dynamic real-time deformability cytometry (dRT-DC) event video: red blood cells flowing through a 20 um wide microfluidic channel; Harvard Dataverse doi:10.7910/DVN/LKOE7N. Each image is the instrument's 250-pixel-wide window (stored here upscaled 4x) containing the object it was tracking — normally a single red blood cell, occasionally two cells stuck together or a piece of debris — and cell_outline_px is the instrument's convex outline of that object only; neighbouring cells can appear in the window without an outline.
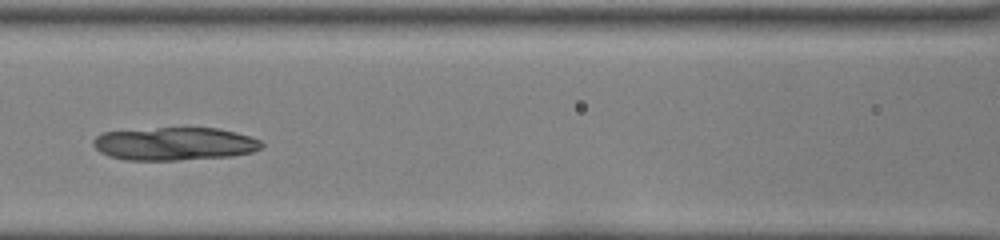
{"species": "common noctule bat (a hibernating species)", "species_latin": "Nyctalus noctula", "temperature_condition": "room temperature", "stored_images_in_passage": 24, "camera_frame_rate_fps": 3000, "um_per_image_px": 0.085, "animal": {"sex": "female", "body_mass_g": 22.0, "forearm_length_mm": 56.7}, "frame": {"image": 1, "passage_image": 16, "time_ms": 5.0, "image_size_px": [1000, 240], "cell_outline_px": [[264, 144], [260, 148], [252, 152], [232, 156], [180, 160], [128, 160], [108, 156], [100, 152], [92, 144], [92, 140], [96, 136], [104, 132], [160, 128], [216, 128], [236, 132], [260, 140]], "centroid_in_image_um": [14.83, 12.23], "position_along_channel_um": 151.8, "area_um2": 32.31}}
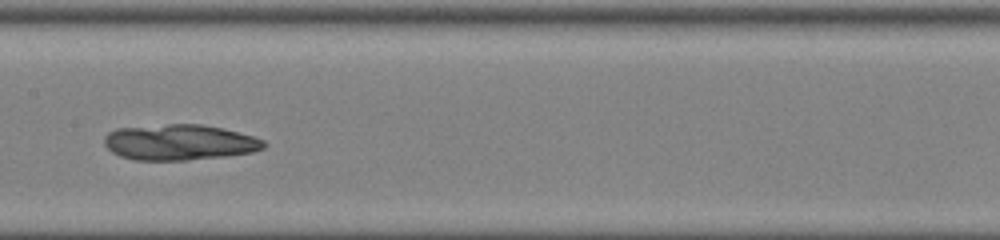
{"frame": {"image": 2, "passage_image": 19, "time_ms": 6.0, "image_size_px": [1000, 240], "cell_outline_px": [[268, 144], [264, 148], [252, 152], [224, 156], [188, 160], [132, 160], [120, 156], [112, 152], [104, 144], [104, 136], [108, 132], [116, 128], [168, 124], [200, 124], [220, 128], [252, 136], [264, 140]], "centroid_in_image_um": [15.22, 12.1], "position_along_channel_um": 192.2, "area_um2": 33.18}}
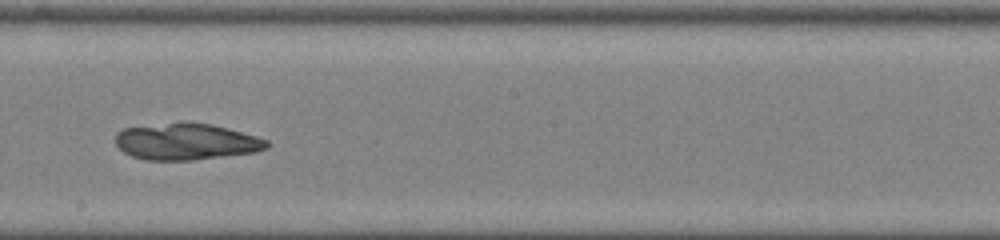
{"frame": {"image": 3, "passage_image": 22, "time_ms": 7.0, "image_size_px": [1000, 240], "cell_outline_px": [[268, 148], [256, 152], [192, 160], [144, 160], [132, 156], [124, 152], [116, 144], [116, 132], [124, 128], [168, 124], [212, 124], [228, 128], [256, 136], [268, 140]], "centroid_in_image_um": [15.85, 12.07], "position_along_channel_um": 232.4, "area_um2": 31.56}}